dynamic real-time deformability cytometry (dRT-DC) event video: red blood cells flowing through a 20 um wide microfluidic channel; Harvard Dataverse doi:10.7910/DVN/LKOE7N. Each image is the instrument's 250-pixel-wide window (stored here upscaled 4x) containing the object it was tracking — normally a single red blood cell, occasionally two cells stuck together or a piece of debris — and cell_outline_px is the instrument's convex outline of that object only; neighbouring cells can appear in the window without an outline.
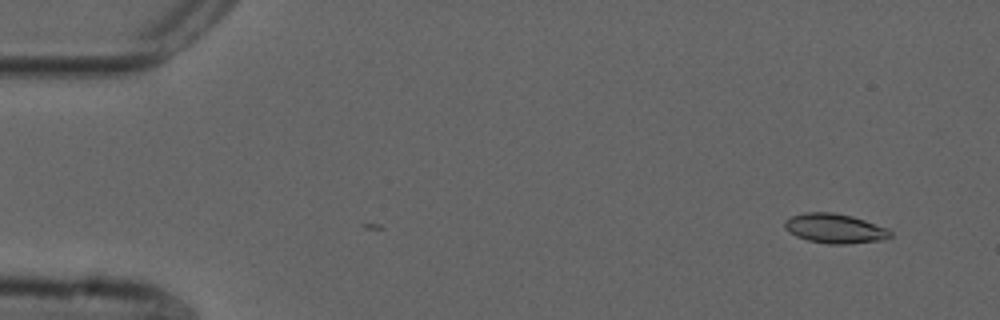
{"species": "common noctule bat (a hibernating species)", "species_latin": "Nyctalus noctula", "temperature_condition": "cold", "stored_images_in_passage": 3, "camera_frame_rate_fps": 3000, "um_per_image_px": 0.085, "animal": {"sex": "male", "forearm_length_mm": 52.5}, "frame": {"image": 1, "passage_image": 3, "time_ms": 0.667, "image_size_px": [1000, 320], "cell_outline_px": [[892, 236], [884, 240], [848, 244], [828, 244], [808, 240], [796, 236], [788, 232], [784, 228], [784, 220], [792, 216], [804, 212], [832, 212], [852, 216], [888, 228], [892, 232]], "centroid_in_image_um": [70.96, 19.42], "position_along_channel_um": 14.0, "area_um2": 18.38}}